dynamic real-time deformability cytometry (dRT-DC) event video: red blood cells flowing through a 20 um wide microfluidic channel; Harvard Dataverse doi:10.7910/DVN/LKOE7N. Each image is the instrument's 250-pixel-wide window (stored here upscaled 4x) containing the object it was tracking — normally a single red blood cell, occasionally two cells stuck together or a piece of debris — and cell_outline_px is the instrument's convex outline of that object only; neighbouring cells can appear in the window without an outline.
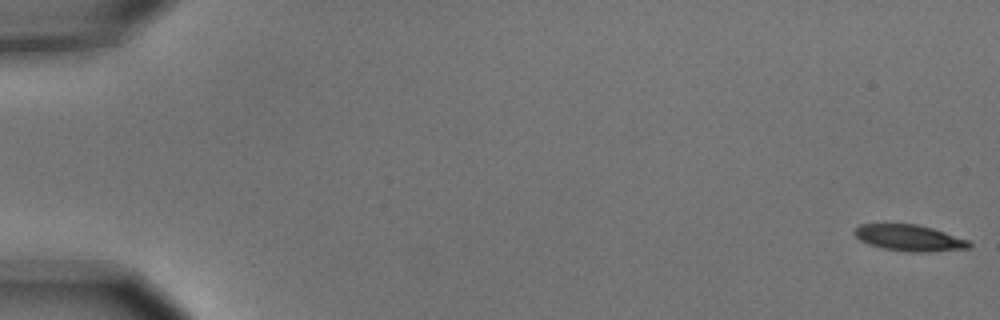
{"species": "common noctule bat (a hibernating species)", "species_latin": "Nyctalus noctula", "temperature_condition": "cold", "stored_images_in_passage": 15, "camera_frame_rate_fps": 3000, "um_per_image_px": 0.085, "animal": {"sex": "male", "body_mass_g": 15.6}, "frame": {"image": 1, "passage_image": 1, "time_ms": 0.0, "image_size_px": [1000, 320], "cell_outline_px": [[972, 244], [968, 248], [928, 252], [908, 252], [884, 248], [868, 244], [860, 240], [852, 232], [860, 224], [916, 224], [932, 228], [968, 240]], "centroid_in_image_um": [77.27, 20.22], "position_along_channel_um": 7.7, "area_um2": 17.4}}
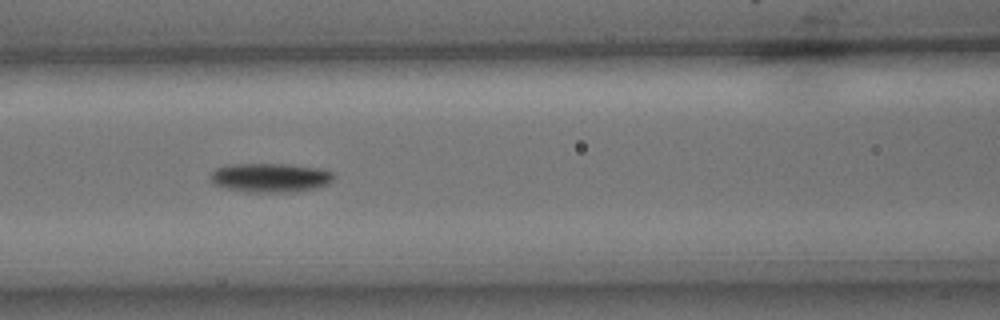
{"frame": {"image": 2, "passage_image": 7, "time_ms": 2.0, "image_size_px": [1000, 320], "cell_outline_px": [[336, 176], [328, 184], [316, 188], [296, 192], [248, 192], [224, 188], [212, 184], [208, 176], [216, 168], [228, 164], [288, 164], [324, 168], [332, 172]], "centroid_in_image_um": [22.98, 15.1], "position_along_channel_um": 143.6, "area_um2": 21.39}}
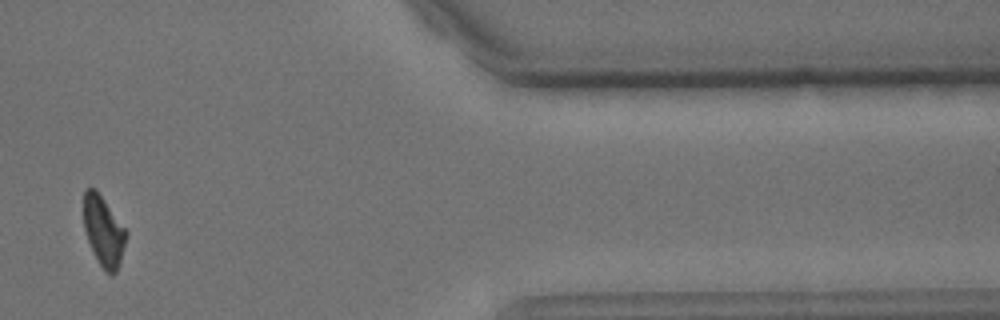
{"frame": {"image": 3, "passage_image": 13, "time_ms": 4.0, "image_size_px": [1000, 320], "cell_outline_px": [[128, 232], [120, 260], [116, 272], [112, 276], [100, 264], [88, 240], [84, 228], [84, 192], [88, 188], [96, 188]], "centroid_in_image_um": [8.81, 19.6], "position_along_channel_um": 402.6, "area_um2": 16.94}}